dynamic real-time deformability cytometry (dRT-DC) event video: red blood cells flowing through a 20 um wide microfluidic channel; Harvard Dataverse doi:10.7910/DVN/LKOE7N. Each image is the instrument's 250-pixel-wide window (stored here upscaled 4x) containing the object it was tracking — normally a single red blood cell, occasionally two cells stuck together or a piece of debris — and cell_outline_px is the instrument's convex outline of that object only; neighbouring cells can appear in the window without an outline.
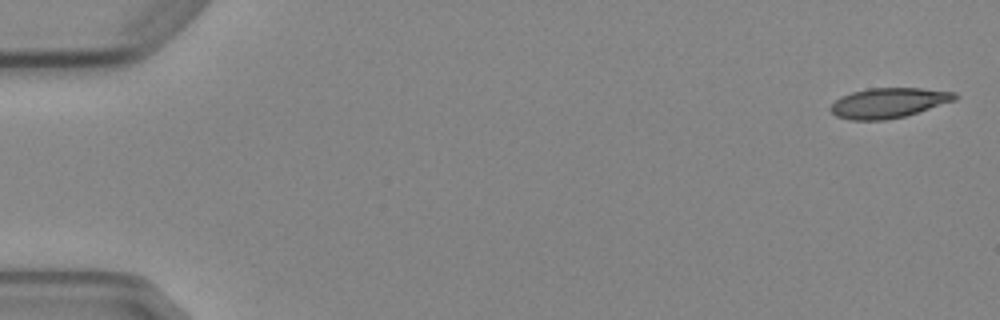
{"species": "Egyptian fruit bat (a non-hibernating species)", "species_latin": "Rousettus aegyptiacus", "temperature_condition": "cold", "stored_images_in_passage": 6, "camera_frame_rate_fps": 3000, "um_per_image_px": 0.085, "animal": {"sex": "female"}, "frame": {"image": 1, "passage_image": 1, "time_ms": 0.0, "image_size_px": [1000, 320], "cell_outline_px": [[960, 96], [956, 100], [904, 116], [884, 120], [852, 120], [836, 116], [828, 108], [840, 96], [852, 92], [868, 88], [920, 88], [956, 92]], "centroid_in_image_um": [75.53, 8.73], "position_along_channel_um": 9.5, "area_um2": 21.73}}
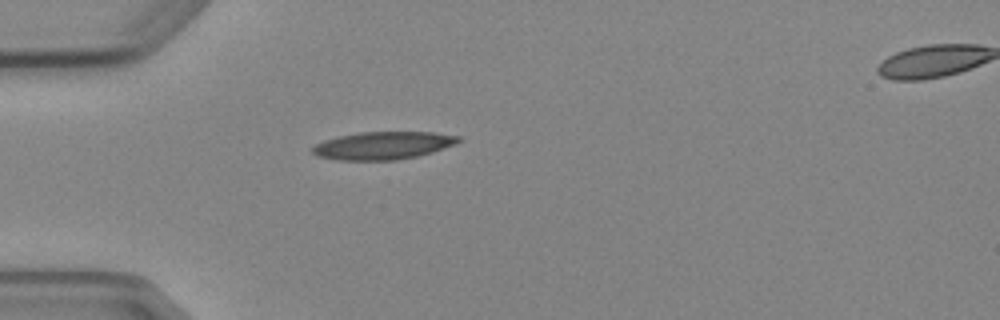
{"frame": {"image": 2, "passage_image": 5, "time_ms": 4.667, "image_size_px": [1000, 320], "cell_outline_px": [[460, 140], [456, 144], [432, 152], [416, 156], [396, 160], [336, 160], [316, 156], [312, 152], [312, 148], [316, 144], [324, 140], [340, 136], [360, 132], [436, 132], [460, 136]], "centroid_in_image_um": [32.56, 12.37], "position_along_channel_um": 52.4, "area_um2": 23.58}}